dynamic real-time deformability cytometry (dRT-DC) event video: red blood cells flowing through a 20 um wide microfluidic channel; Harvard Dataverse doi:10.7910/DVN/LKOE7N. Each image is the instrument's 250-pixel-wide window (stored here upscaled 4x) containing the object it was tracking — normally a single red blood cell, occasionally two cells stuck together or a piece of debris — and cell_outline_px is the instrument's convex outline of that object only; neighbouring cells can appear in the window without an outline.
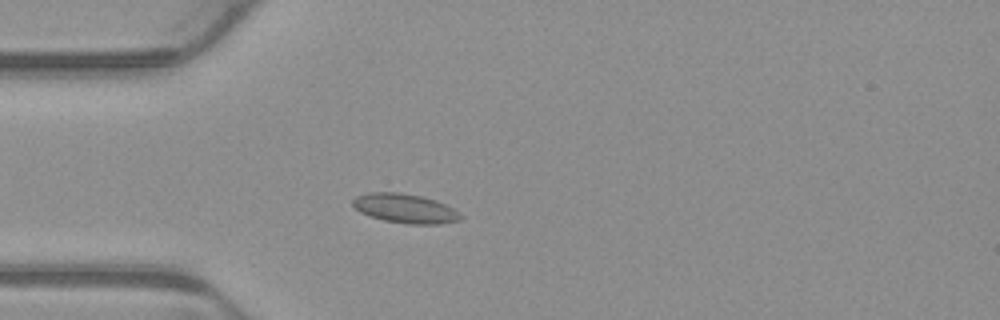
{"species": "common noctule bat (a hibernating species)", "species_latin": "Nyctalus noctula", "temperature_condition": "warm", "stored_images_in_passage": 3, "camera_frame_rate_fps": 3000, "um_per_image_px": 0.085, "animal": {"sex": "male", "body_mass_g": 23.1, "forearm_length_mm": 52.7}, "frame": {"image": 1, "passage_image": 3, "time_ms": 0.667, "image_size_px": [1000, 320], "cell_outline_px": [[464, 216], [460, 220], [440, 224], [408, 224], [384, 220], [360, 212], [352, 204], [352, 200], [356, 196], [368, 192], [400, 192], [420, 196], [436, 200], [460, 212]], "centroid_in_image_um": [34.45, 17.71], "position_along_channel_um": 50.6, "area_um2": 18.38}}